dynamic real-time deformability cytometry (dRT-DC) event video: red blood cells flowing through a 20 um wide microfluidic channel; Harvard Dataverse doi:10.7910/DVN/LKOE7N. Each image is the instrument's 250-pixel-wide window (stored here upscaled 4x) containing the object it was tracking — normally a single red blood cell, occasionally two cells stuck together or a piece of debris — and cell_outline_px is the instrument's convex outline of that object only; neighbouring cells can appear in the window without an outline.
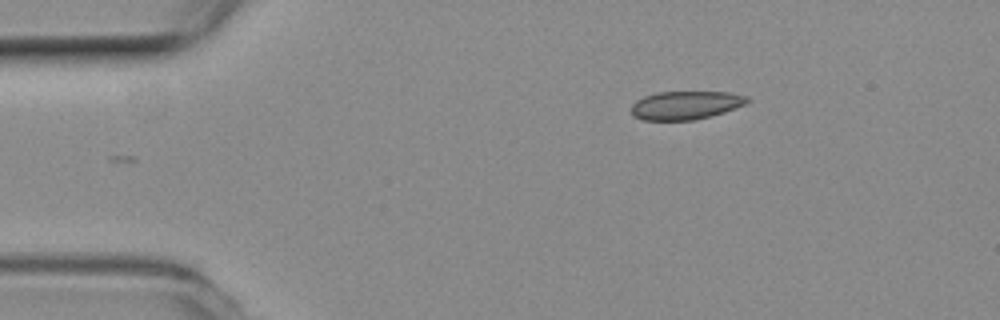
{"species": "common noctule bat (a hibernating species)", "species_latin": "Nyctalus noctula", "temperature_condition": "room temperature", "stored_images_in_passage": 2, "camera_frame_rate_fps": 3000, "um_per_image_px": 0.085, "animal": {"sex": "female", "body_mass_g": 19.3, "forearm_length_mm": 54.1}, "frame": {"image": 1, "passage_image": 2, "time_ms": 0.333, "image_size_px": [1000, 320], "cell_outline_px": [[752, 100], [744, 104], [724, 112], [692, 120], [644, 120], [632, 116], [632, 104], [636, 100], [644, 96], [656, 92], [728, 92], [748, 96]], "centroid_in_image_um": [58.26, 8.93], "position_along_channel_um": 26.7, "area_um2": 19.13}}